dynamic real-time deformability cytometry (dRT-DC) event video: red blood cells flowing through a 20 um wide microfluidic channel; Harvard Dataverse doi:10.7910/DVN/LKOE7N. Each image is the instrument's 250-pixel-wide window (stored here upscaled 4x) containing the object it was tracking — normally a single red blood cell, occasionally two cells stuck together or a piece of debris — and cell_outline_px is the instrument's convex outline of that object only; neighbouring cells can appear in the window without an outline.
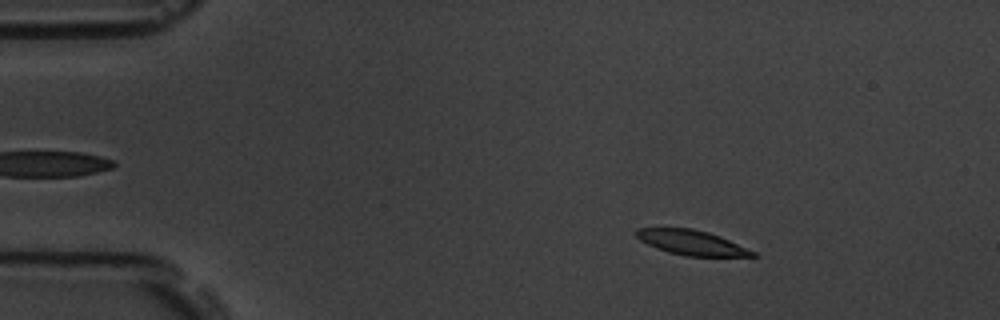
{"species": "common noctule bat (a hibernating species)", "species_latin": "Nyctalus noctula", "temperature_condition": "room temperature", "stored_images_in_passage": 5, "camera_frame_rate_fps": 3000, "um_per_image_px": 0.085, "animal": {"sex": "male", "body_mass_g": 19.5, "forearm_length_mm": 54.6}, "frame": {"image": 1, "passage_image": 2, "time_ms": 1.0, "image_size_px": [1000, 320], "cell_outline_px": [[756, 256], [684, 256], [668, 252], [656, 248], [640, 240], [636, 236], [636, 228], [692, 228], [708, 232], [720, 236], [756, 252]], "centroid_in_image_um": [58.77, 20.61], "position_along_channel_um": 26.2, "area_um2": 16.7}}